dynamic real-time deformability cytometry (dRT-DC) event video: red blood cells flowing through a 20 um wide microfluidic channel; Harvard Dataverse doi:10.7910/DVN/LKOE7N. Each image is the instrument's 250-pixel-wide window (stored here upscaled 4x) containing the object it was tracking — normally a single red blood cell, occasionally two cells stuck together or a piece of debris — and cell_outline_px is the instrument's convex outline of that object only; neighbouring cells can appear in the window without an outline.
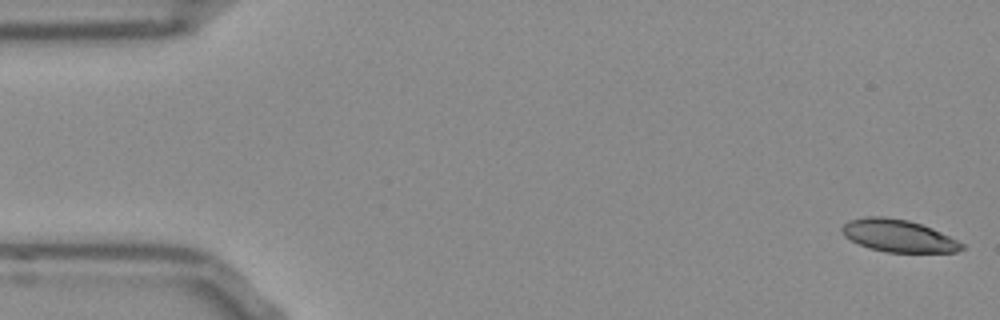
{"species": "Egyptian fruit bat (a non-hibernating species)", "species_latin": "Rousettus aegyptiacus", "temperature_condition": "room temperature", "stored_images_in_passage": 49, "camera_frame_rate_fps": 3000, "um_per_image_px": 0.085, "frame": {"image": 1, "passage_image": 1, "time_ms": 0.0, "image_size_px": [1000, 320], "cell_outline_px": [[964, 248], [956, 252], [888, 252], [872, 248], [860, 244], [844, 236], [840, 228], [844, 224], [852, 220], [868, 216], [884, 216], [908, 220], [932, 228], [964, 244]], "centroid_in_image_um": [76.36, 20.03], "position_along_channel_um": 8.6, "area_um2": 22.2}}
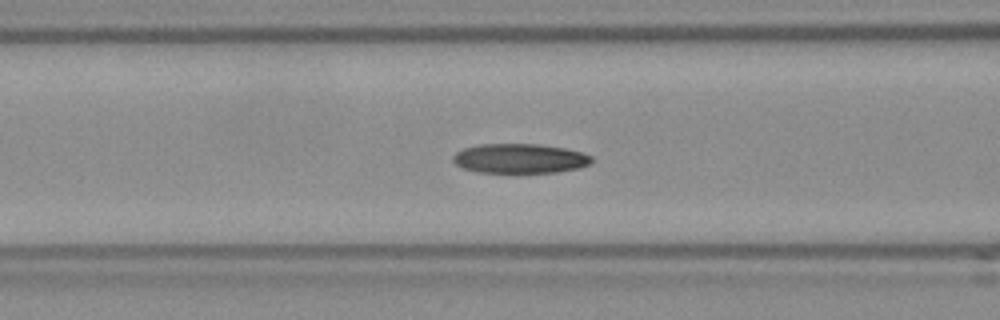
{"frame": {"image": 2, "passage_image": 20, "time_ms": 6.333, "image_size_px": [1000, 320], "cell_outline_px": [[592, 160], [588, 164], [580, 168], [556, 172], [480, 172], [464, 168], [456, 164], [452, 160], [452, 156], [456, 152], [464, 148], [480, 144], [536, 144], [564, 148], [580, 152], [592, 156]], "centroid_in_image_um": [44.17, 13.46], "position_along_channel_um": 122.4, "area_um2": 23.64}}
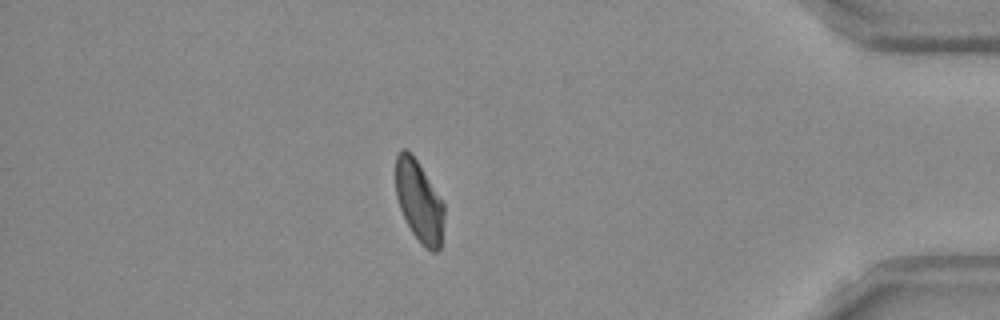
{"frame": {"image": 3, "passage_image": 45, "time_ms": 14.667, "image_size_px": [1000, 320], "cell_outline_px": [[444, 216], [440, 248], [436, 252], [432, 252], [420, 244], [412, 232], [400, 208], [396, 196], [396, 156], [400, 148], [404, 148], [416, 160], [444, 204]], "centroid_in_image_um": [35.62, 17.15], "position_along_channel_um": 399.6, "area_um2": 22.54}, "authors_computed_cell_mechanics": {"area_um2": 23.698, "velocity_mm_per_s": 3.8381, "shape_relaxation_time_tau1_ms": 7.1933, "shape_relaxation_time_tau2_ms": 3.8413, "deformation_change_tau1": 0.1854, "deformation_change_tau2": 0.1013}}